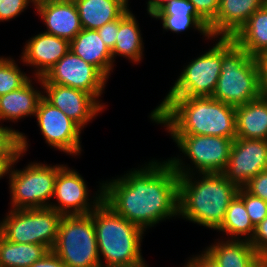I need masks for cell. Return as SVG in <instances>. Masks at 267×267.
Listing matches in <instances>:
<instances>
[{"instance_id":"obj_34","label":"cell","mask_w":267,"mask_h":267,"mask_svg":"<svg viewBox=\"0 0 267 267\" xmlns=\"http://www.w3.org/2000/svg\"><path fill=\"white\" fill-rule=\"evenodd\" d=\"M249 242L267 262V217L255 226L254 234Z\"/></svg>"},{"instance_id":"obj_3","label":"cell","mask_w":267,"mask_h":267,"mask_svg":"<svg viewBox=\"0 0 267 267\" xmlns=\"http://www.w3.org/2000/svg\"><path fill=\"white\" fill-rule=\"evenodd\" d=\"M150 119L171 135L236 138V108L212 97L164 98Z\"/></svg>"},{"instance_id":"obj_36","label":"cell","mask_w":267,"mask_h":267,"mask_svg":"<svg viewBox=\"0 0 267 267\" xmlns=\"http://www.w3.org/2000/svg\"><path fill=\"white\" fill-rule=\"evenodd\" d=\"M194 4L197 13L210 24L216 17L220 0H189Z\"/></svg>"},{"instance_id":"obj_39","label":"cell","mask_w":267,"mask_h":267,"mask_svg":"<svg viewBox=\"0 0 267 267\" xmlns=\"http://www.w3.org/2000/svg\"><path fill=\"white\" fill-rule=\"evenodd\" d=\"M30 267H67L66 264L52 251H48L40 260Z\"/></svg>"},{"instance_id":"obj_13","label":"cell","mask_w":267,"mask_h":267,"mask_svg":"<svg viewBox=\"0 0 267 267\" xmlns=\"http://www.w3.org/2000/svg\"><path fill=\"white\" fill-rule=\"evenodd\" d=\"M40 131L49 146L69 155H80L81 128L63 111L42 97L35 114Z\"/></svg>"},{"instance_id":"obj_11","label":"cell","mask_w":267,"mask_h":267,"mask_svg":"<svg viewBox=\"0 0 267 267\" xmlns=\"http://www.w3.org/2000/svg\"><path fill=\"white\" fill-rule=\"evenodd\" d=\"M108 78L95 66L87 63L71 50L41 78L42 83H52L79 89L98 99Z\"/></svg>"},{"instance_id":"obj_33","label":"cell","mask_w":267,"mask_h":267,"mask_svg":"<svg viewBox=\"0 0 267 267\" xmlns=\"http://www.w3.org/2000/svg\"><path fill=\"white\" fill-rule=\"evenodd\" d=\"M33 0H0V22L9 21L21 14Z\"/></svg>"},{"instance_id":"obj_42","label":"cell","mask_w":267,"mask_h":267,"mask_svg":"<svg viewBox=\"0 0 267 267\" xmlns=\"http://www.w3.org/2000/svg\"><path fill=\"white\" fill-rule=\"evenodd\" d=\"M171 0H148L147 11L152 17L160 8H162L167 2Z\"/></svg>"},{"instance_id":"obj_29","label":"cell","mask_w":267,"mask_h":267,"mask_svg":"<svg viewBox=\"0 0 267 267\" xmlns=\"http://www.w3.org/2000/svg\"><path fill=\"white\" fill-rule=\"evenodd\" d=\"M152 18L162 20L164 30L181 33L193 26L207 39L211 38L210 30L195 15H153Z\"/></svg>"},{"instance_id":"obj_37","label":"cell","mask_w":267,"mask_h":267,"mask_svg":"<svg viewBox=\"0 0 267 267\" xmlns=\"http://www.w3.org/2000/svg\"><path fill=\"white\" fill-rule=\"evenodd\" d=\"M119 31V18L110 23L104 24L97 29L101 39L112 50L116 44V38Z\"/></svg>"},{"instance_id":"obj_5","label":"cell","mask_w":267,"mask_h":267,"mask_svg":"<svg viewBox=\"0 0 267 267\" xmlns=\"http://www.w3.org/2000/svg\"><path fill=\"white\" fill-rule=\"evenodd\" d=\"M261 95L255 57L237 45L232 38L223 37L221 73L212 98L236 108Z\"/></svg>"},{"instance_id":"obj_35","label":"cell","mask_w":267,"mask_h":267,"mask_svg":"<svg viewBox=\"0 0 267 267\" xmlns=\"http://www.w3.org/2000/svg\"><path fill=\"white\" fill-rule=\"evenodd\" d=\"M243 188L251 195L267 202V169L254 176Z\"/></svg>"},{"instance_id":"obj_25","label":"cell","mask_w":267,"mask_h":267,"mask_svg":"<svg viewBox=\"0 0 267 267\" xmlns=\"http://www.w3.org/2000/svg\"><path fill=\"white\" fill-rule=\"evenodd\" d=\"M232 39L253 57L267 49V3L250 16Z\"/></svg>"},{"instance_id":"obj_15","label":"cell","mask_w":267,"mask_h":267,"mask_svg":"<svg viewBox=\"0 0 267 267\" xmlns=\"http://www.w3.org/2000/svg\"><path fill=\"white\" fill-rule=\"evenodd\" d=\"M37 80L45 90L43 97L63 111L81 129L104 109V103H99L85 91L60 84L42 83L39 77Z\"/></svg>"},{"instance_id":"obj_31","label":"cell","mask_w":267,"mask_h":267,"mask_svg":"<svg viewBox=\"0 0 267 267\" xmlns=\"http://www.w3.org/2000/svg\"><path fill=\"white\" fill-rule=\"evenodd\" d=\"M237 195L243 200L247 213L254 226L267 217V202L239 188Z\"/></svg>"},{"instance_id":"obj_2","label":"cell","mask_w":267,"mask_h":267,"mask_svg":"<svg viewBox=\"0 0 267 267\" xmlns=\"http://www.w3.org/2000/svg\"><path fill=\"white\" fill-rule=\"evenodd\" d=\"M167 160L179 175L178 216L217 230L239 188L223 173H200L201 178L196 179L194 167L185 166L179 157Z\"/></svg>"},{"instance_id":"obj_16","label":"cell","mask_w":267,"mask_h":267,"mask_svg":"<svg viewBox=\"0 0 267 267\" xmlns=\"http://www.w3.org/2000/svg\"><path fill=\"white\" fill-rule=\"evenodd\" d=\"M69 50V40L42 32L27 41L21 60L37 68L35 78H42Z\"/></svg>"},{"instance_id":"obj_14","label":"cell","mask_w":267,"mask_h":267,"mask_svg":"<svg viewBox=\"0 0 267 267\" xmlns=\"http://www.w3.org/2000/svg\"><path fill=\"white\" fill-rule=\"evenodd\" d=\"M267 169V140L235 138L223 174L238 188Z\"/></svg>"},{"instance_id":"obj_6","label":"cell","mask_w":267,"mask_h":267,"mask_svg":"<svg viewBox=\"0 0 267 267\" xmlns=\"http://www.w3.org/2000/svg\"><path fill=\"white\" fill-rule=\"evenodd\" d=\"M52 251L67 267H101L93 211L88 215H64Z\"/></svg>"},{"instance_id":"obj_21","label":"cell","mask_w":267,"mask_h":267,"mask_svg":"<svg viewBox=\"0 0 267 267\" xmlns=\"http://www.w3.org/2000/svg\"><path fill=\"white\" fill-rule=\"evenodd\" d=\"M83 29L101 28L120 18L128 9V0H75Z\"/></svg>"},{"instance_id":"obj_17","label":"cell","mask_w":267,"mask_h":267,"mask_svg":"<svg viewBox=\"0 0 267 267\" xmlns=\"http://www.w3.org/2000/svg\"><path fill=\"white\" fill-rule=\"evenodd\" d=\"M267 0H220L218 13L209 24L212 38H232Z\"/></svg>"},{"instance_id":"obj_20","label":"cell","mask_w":267,"mask_h":267,"mask_svg":"<svg viewBox=\"0 0 267 267\" xmlns=\"http://www.w3.org/2000/svg\"><path fill=\"white\" fill-rule=\"evenodd\" d=\"M70 50L87 63L98 68L107 78L113 71L112 52L103 42L97 30L82 29L70 41Z\"/></svg>"},{"instance_id":"obj_24","label":"cell","mask_w":267,"mask_h":267,"mask_svg":"<svg viewBox=\"0 0 267 267\" xmlns=\"http://www.w3.org/2000/svg\"><path fill=\"white\" fill-rule=\"evenodd\" d=\"M135 16L128 9L119 18V31L116 38V44L111 50L113 61L117 55L123 56L138 64L143 56V40L141 37L139 24Z\"/></svg>"},{"instance_id":"obj_40","label":"cell","mask_w":267,"mask_h":267,"mask_svg":"<svg viewBox=\"0 0 267 267\" xmlns=\"http://www.w3.org/2000/svg\"><path fill=\"white\" fill-rule=\"evenodd\" d=\"M191 267H220L213 257L206 251H202L200 255H196L188 260Z\"/></svg>"},{"instance_id":"obj_10","label":"cell","mask_w":267,"mask_h":267,"mask_svg":"<svg viewBox=\"0 0 267 267\" xmlns=\"http://www.w3.org/2000/svg\"><path fill=\"white\" fill-rule=\"evenodd\" d=\"M178 148L196 168V173H223L233 139L210 135H171ZM198 169V171H197Z\"/></svg>"},{"instance_id":"obj_26","label":"cell","mask_w":267,"mask_h":267,"mask_svg":"<svg viewBox=\"0 0 267 267\" xmlns=\"http://www.w3.org/2000/svg\"><path fill=\"white\" fill-rule=\"evenodd\" d=\"M48 251L44 245L11 242L0 233V267H30Z\"/></svg>"},{"instance_id":"obj_27","label":"cell","mask_w":267,"mask_h":267,"mask_svg":"<svg viewBox=\"0 0 267 267\" xmlns=\"http://www.w3.org/2000/svg\"><path fill=\"white\" fill-rule=\"evenodd\" d=\"M217 230L230 235L229 239L251 240L255 226L250 220L243 200L237 194L231 200L224 221Z\"/></svg>"},{"instance_id":"obj_32","label":"cell","mask_w":267,"mask_h":267,"mask_svg":"<svg viewBox=\"0 0 267 267\" xmlns=\"http://www.w3.org/2000/svg\"><path fill=\"white\" fill-rule=\"evenodd\" d=\"M154 15H195L209 29V24L197 13L194 4L189 0H171Z\"/></svg>"},{"instance_id":"obj_43","label":"cell","mask_w":267,"mask_h":267,"mask_svg":"<svg viewBox=\"0 0 267 267\" xmlns=\"http://www.w3.org/2000/svg\"><path fill=\"white\" fill-rule=\"evenodd\" d=\"M47 2H74L75 0H41Z\"/></svg>"},{"instance_id":"obj_12","label":"cell","mask_w":267,"mask_h":267,"mask_svg":"<svg viewBox=\"0 0 267 267\" xmlns=\"http://www.w3.org/2000/svg\"><path fill=\"white\" fill-rule=\"evenodd\" d=\"M104 182L100 183L99 194L96 193L94 200L90 201L89 190L83 177L63 165L57 173L53 195L58 203H50L49 207L63 215H88L103 201Z\"/></svg>"},{"instance_id":"obj_19","label":"cell","mask_w":267,"mask_h":267,"mask_svg":"<svg viewBox=\"0 0 267 267\" xmlns=\"http://www.w3.org/2000/svg\"><path fill=\"white\" fill-rule=\"evenodd\" d=\"M206 251L220 267H267V262L246 240H226L215 242Z\"/></svg>"},{"instance_id":"obj_28","label":"cell","mask_w":267,"mask_h":267,"mask_svg":"<svg viewBox=\"0 0 267 267\" xmlns=\"http://www.w3.org/2000/svg\"><path fill=\"white\" fill-rule=\"evenodd\" d=\"M30 80L12 58L0 57V96L21 88Z\"/></svg>"},{"instance_id":"obj_22","label":"cell","mask_w":267,"mask_h":267,"mask_svg":"<svg viewBox=\"0 0 267 267\" xmlns=\"http://www.w3.org/2000/svg\"><path fill=\"white\" fill-rule=\"evenodd\" d=\"M236 138L267 140V96L236 107Z\"/></svg>"},{"instance_id":"obj_38","label":"cell","mask_w":267,"mask_h":267,"mask_svg":"<svg viewBox=\"0 0 267 267\" xmlns=\"http://www.w3.org/2000/svg\"><path fill=\"white\" fill-rule=\"evenodd\" d=\"M259 69V85L262 95L267 96V49L255 57Z\"/></svg>"},{"instance_id":"obj_23","label":"cell","mask_w":267,"mask_h":267,"mask_svg":"<svg viewBox=\"0 0 267 267\" xmlns=\"http://www.w3.org/2000/svg\"><path fill=\"white\" fill-rule=\"evenodd\" d=\"M30 79L21 88L0 96V120L17 122L26 116H35L43 92L34 88Z\"/></svg>"},{"instance_id":"obj_41","label":"cell","mask_w":267,"mask_h":267,"mask_svg":"<svg viewBox=\"0 0 267 267\" xmlns=\"http://www.w3.org/2000/svg\"><path fill=\"white\" fill-rule=\"evenodd\" d=\"M15 158L16 156H0V179L9 174Z\"/></svg>"},{"instance_id":"obj_18","label":"cell","mask_w":267,"mask_h":267,"mask_svg":"<svg viewBox=\"0 0 267 267\" xmlns=\"http://www.w3.org/2000/svg\"><path fill=\"white\" fill-rule=\"evenodd\" d=\"M34 6L46 25L45 33L71 41L83 29L75 2L39 1Z\"/></svg>"},{"instance_id":"obj_30","label":"cell","mask_w":267,"mask_h":267,"mask_svg":"<svg viewBox=\"0 0 267 267\" xmlns=\"http://www.w3.org/2000/svg\"><path fill=\"white\" fill-rule=\"evenodd\" d=\"M27 137L24 133L0 125V156H17L27 151Z\"/></svg>"},{"instance_id":"obj_7","label":"cell","mask_w":267,"mask_h":267,"mask_svg":"<svg viewBox=\"0 0 267 267\" xmlns=\"http://www.w3.org/2000/svg\"><path fill=\"white\" fill-rule=\"evenodd\" d=\"M22 156V152L16 156L8 174L12 209L49 207V201L54 195L57 173L63 165L52 166L33 162L25 169L15 170L14 164Z\"/></svg>"},{"instance_id":"obj_9","label":"cell","mask_w":267,"mask_h":267,"mask_svg":"<svg viewBox=\"0 0 267 267\" xmlns=\"http://www.w3.org/2000/svg\"><path fill=\"white\" fill-rule=\"evenodd\" d=\"M218 39L211 49L184 67L165 98L212 97L223 58V37Z\"/></svg>"},{"instance_id":"obj_1","label":"cell","mask_w":267,"mask_h":267,"mask_svg":"<svg viewBox=\"0 0 267 267\" xmlns=\"http://www.w3.org/2000/svg\"><path fill=\"white\" fill-rule=\"evenodd\" d=\"M178 182L179 175L168 160H151L103 183V201L145 231L178 215Z\"/></svg>"},{"instance_id":"obj_44","label":"cell","mask_w":267,"mask_h":267,"mask_svg":"<svg viewBox=\"0 0 267 267\" xmlns=\"http://www.w3.org/2000/svg\"><path fill=\"white\" fill-rule=\"evenodd\" d=\"M184 267H191V265L189 262H187V264H185Z\"/></svg>"},{"instance_id":"obj_8","label":"cell","mask_w":267,"mask_h":267,"mask_svg":"<svg viewBox=\"0 0 267 267\" xmlns=\"http://www.w3.org/2000/svg\"><path fill=\"white\" fill-rule=\"evenodd\" d=\"M63 216L50 207L11 209L0 221V233L11 242L44 245L50 251Z\"/></svg>"},{"instance_id":"obj_4","label":"cell","mask_w":267,"mask_h":267,"mask_svg":"<svg viewBox=\"0 0 267 267\" xmlns=\"http://www.w3.org/2000/svg\"><path fill=\"white\" fill-rule=\"evenodd\" d=\"M93 224L99 257L102 255L106 263L101 267H141L146 264L141 255L142 228L117 214L104 201L93 210Z\"/></svg>"}]
</instances>
